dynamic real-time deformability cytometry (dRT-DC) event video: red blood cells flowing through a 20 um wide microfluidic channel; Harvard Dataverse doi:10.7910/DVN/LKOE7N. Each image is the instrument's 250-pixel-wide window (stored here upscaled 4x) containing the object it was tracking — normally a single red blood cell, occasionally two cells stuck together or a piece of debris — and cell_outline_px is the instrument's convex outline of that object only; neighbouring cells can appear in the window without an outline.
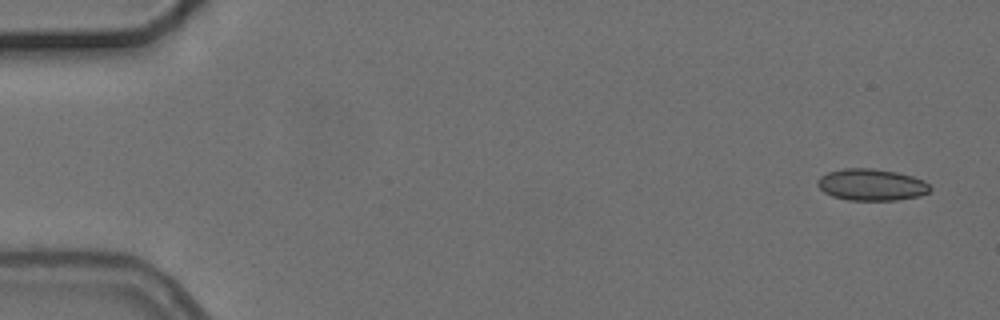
{"species": "common noctule bat (a hibernating species)", "species_latin": "Nyctalus noctula", "temperature_condition": "cold", "stored_images_in_passage": 4, "camera_frame_rate_fps": 3000, "um_per_image_px": 0.085, "animal": {"sex": "female", "body_mass_g": 24.6, "forearm_length_mm": 56.2}, "frame": {"image": 1, "passage_image": 1, "time_ms": 0.0, "image_size_px": [1000, 320], "cell_outline_px": [[932, 188], [928, 192], [920, 196], [896, 200], [848, 200], [832, 196], [824, 192], [816, 184], [816, 180], [820, 176], [828, 172], [844, 168], [872, 168], [896, 172], [912, 176], [924, 180]], "centroid_in_image_um": [74.06, 15.7], "position_along_channel_um": 10.9, "area_um2": 20.87}}
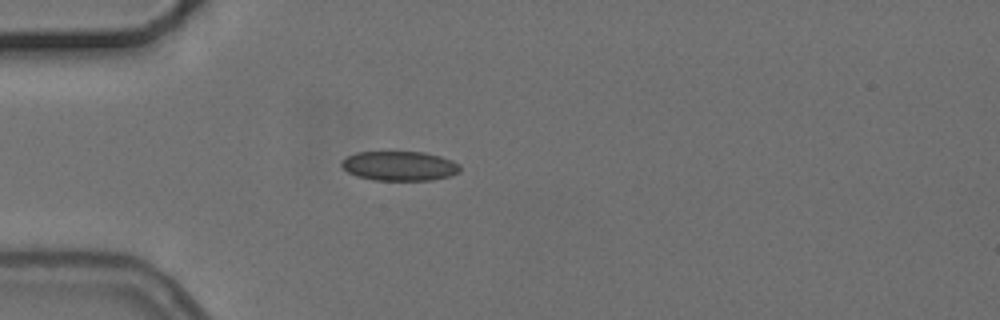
{"frame": {"image": 2, "passage_image": 4, "time_ms": 4.333, "image_size_px": [1000, 320], "cell_outline_px": [[460, 172], [452, 176], [432, 180], [372, 180], [356, 176], [348, 172], [340, 164], [340, 160], [356, 152], [424, 152], [440, 156], [452, 160], [460, 164]], "centroid_in_image_um": [33.97, 14.11], "position_along_channel_um": 51.0, "area_um2": 20.58}}